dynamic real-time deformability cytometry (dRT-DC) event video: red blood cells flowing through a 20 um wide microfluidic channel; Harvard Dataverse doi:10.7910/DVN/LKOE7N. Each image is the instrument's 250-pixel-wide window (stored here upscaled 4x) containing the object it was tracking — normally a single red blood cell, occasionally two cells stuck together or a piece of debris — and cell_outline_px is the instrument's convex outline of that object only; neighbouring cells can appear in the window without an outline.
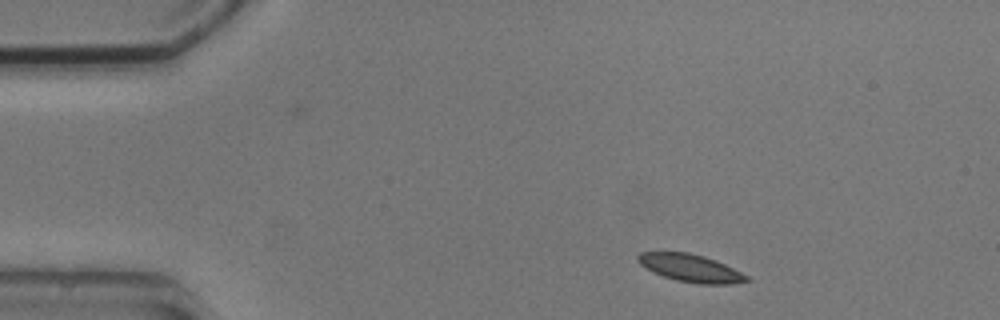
{"species": "common noctule bat (a hibernating species)", "species_latin": "Nyctalus noctula", "temperature_condition": "cold", "stored_images_in_passage": 2, "camera_frame_rate_fps": 3000, "um_per_image_px": 0.085, "animal": {"sex": "male", "body_mass_g": 20.5, "forearm_length_mm": 52.5}, "frame": {"image": 1, "passage_image": 1, "time_ms": 0.0, "image_size_px": [1000, 320], "cell_outline_px": [[752, 280], [732, 284], [700, 284], [676, 280], [664, 276], [640, 264], [636, 260], [636, 256], [640, 252], [688, 252], [704, 256], [716, 260], [748, 276]], "centroid_in_image_um": [58.72, 22.78], "position_along_channel_um": 26.3, "area_um2": 17.34}}